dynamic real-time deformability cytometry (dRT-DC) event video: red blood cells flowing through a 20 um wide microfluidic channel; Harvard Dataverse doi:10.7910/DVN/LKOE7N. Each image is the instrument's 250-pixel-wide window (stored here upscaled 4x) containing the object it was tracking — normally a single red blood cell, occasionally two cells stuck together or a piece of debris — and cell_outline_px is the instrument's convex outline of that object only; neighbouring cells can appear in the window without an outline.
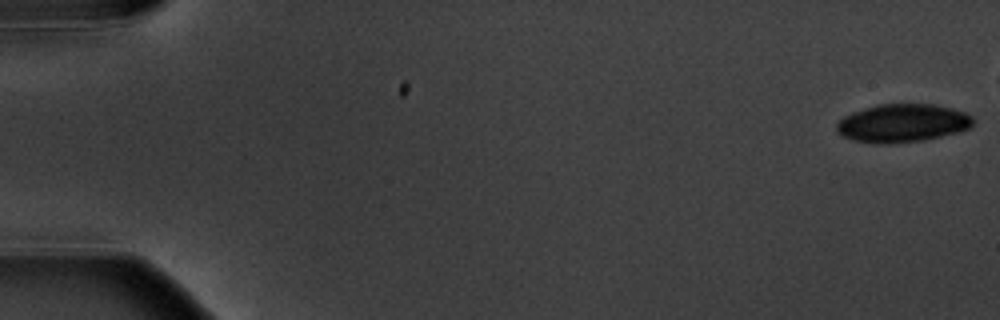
{"species": "common noctule bat (a hibernating species)", "species_latin": "Nyctalus noctula", "temperature_condition": "warm", "stored_images_in_passage": 9, "camera_frame_rate_fps": 3000, "um_per_image_px": 0.085, "animal": {"sex": "male", "body_mass_g": 20.1, "forearm_length_mm": 53.5}, "frame": {"image": 1, "passage_image": 1, "time_ms": 0.0, "image_size_px": [1000, 320], "cell_outline_px": [[972, 124], [968, 128], [960, 132], [924, 140], [892, 144], [876, 144], [852, 140], [840, 136], [836, 132], [836, 124], [844, 116], [852, 112], [880, 104], [932, 104], [952, 108], [964, 112], [972, 116]], "centroid_in_image_um": [76.68, 10.48], "position_along_channel_um": 8.3, "area_um2": 30.58}}
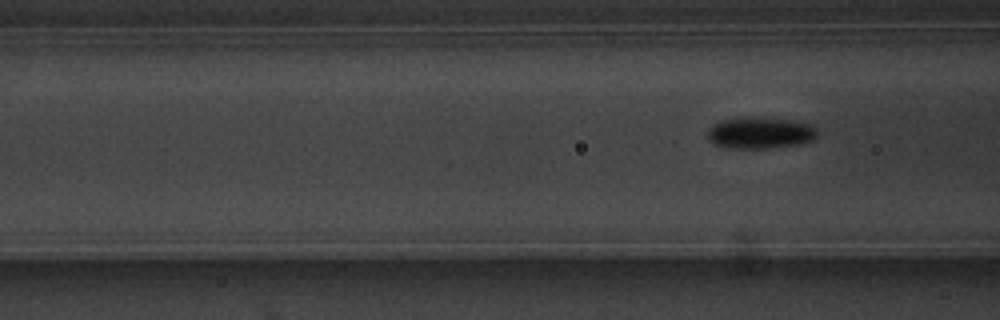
{"frame": {"image": 2, "passage_image": 9, "time_ms": 9.333, "image_size_px": [1000, 320], "cell_outline_px": [[816, 136], [812, 140], [800, 144], [764, 148], [736, 148], [712, 144], [708, 136], [708, 128], [712, 124], [724, 120], [748, 116], [752, 116], [796, 120], [808, 124], [816, 128]], "centroid_in_image_um": [64.61, 11.27], "position_along_channel_um": 102.0, "area_um2": 20.17}}